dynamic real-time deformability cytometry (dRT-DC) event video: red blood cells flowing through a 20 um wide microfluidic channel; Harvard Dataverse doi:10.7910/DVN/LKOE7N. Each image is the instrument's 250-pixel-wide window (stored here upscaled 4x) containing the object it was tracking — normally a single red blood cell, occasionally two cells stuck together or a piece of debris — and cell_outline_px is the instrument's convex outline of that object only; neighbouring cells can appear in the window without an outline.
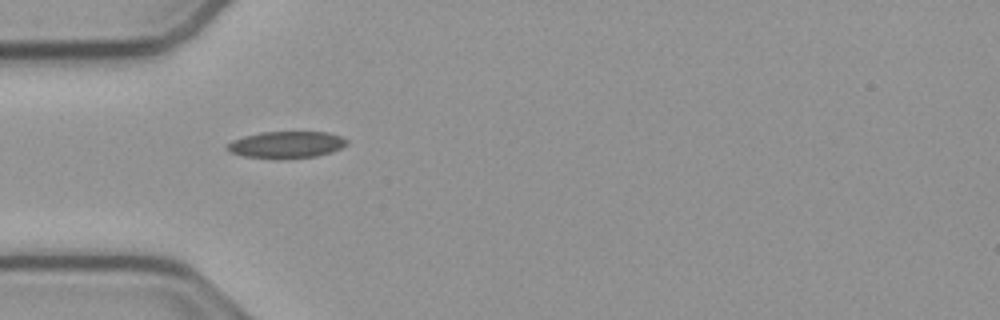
{"species": "common noctule bat (a hibernating species)", "species_latin": "Nyctalus noctula", "temperature_condition": "cold", "stored_images_in_passage": 39, "camera_frame_rate_fps": 3000, "um_per_image_px": 0.085, "animal": {"sex": "male", "body_mass_g": 23.1, "forearm_length_mm": 52.7}, "frame": {"image": 1, "passage_image": 1, "time_ms": 0.0, "image_size_px": [1000, 320], "cell_outline_px": [[348, 144], [332, 152], [316, 156], [280, 160], [276, 160], [244, 156], [228, 152], [224, 148], [232, 140], [244, 136], [260, 132], [328, 132], [340, 136], [348, 140]], "centroid_in_image_um": [24.31, 12.32], "position_along_channel_um": 60.7, "area_um2": 19.07}}
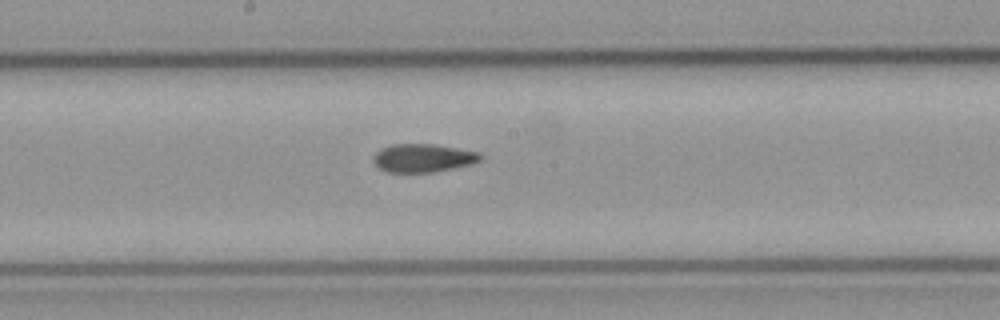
{"frame": {"image": 2, "passage_image": 13, "time_ms": 4.0, "image_size_px": [1000, 320], "cell_outline_px": [[484, 156], [480, 160], [472, 164], [432, 172], [388, 172], [380, 168], [372, 160], [372, 156], [380, 148], [392, 144], [436, 144], [480, 152]], "centroid_in_image_um": [35.96, 13.41], "position_along_channel_um": 212.2, "area_um2": 17.74}}
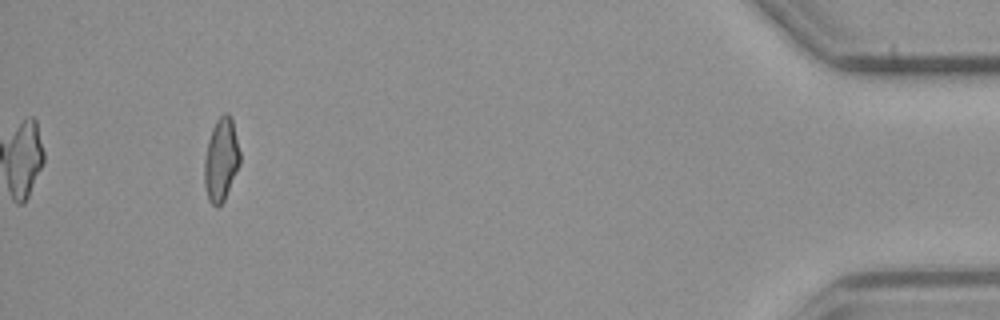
{"frame": {"image": 3, "passage_image": 35, "time_ms": 11.333, "image_size_px": [1000, 320], "cell_outline_px": [[240, 164], [224, 200], [216, 208], [208, 200], [204, 184], [204, 156], [208, 140], [212, 128], [216, 120], [224, 112], [228, 112], [232, 116], [240, 152]], "centroid_in_image_um": [18.79, 13.54], "position_along_channel_um": 416.4, "area_um2": 17.46}, "authors_computed_cell_mechanics": {"area_um2": 17.8024, "velocity_mm_per_s": 3.8101, "shape_relaxation_time_tau1_ms": 5.9492, "shape_relaxation_time_tau2_ms": 3.1012, "deformation_change_tau1": 0.1319, "deformation_change_tau2": 0.0916}}